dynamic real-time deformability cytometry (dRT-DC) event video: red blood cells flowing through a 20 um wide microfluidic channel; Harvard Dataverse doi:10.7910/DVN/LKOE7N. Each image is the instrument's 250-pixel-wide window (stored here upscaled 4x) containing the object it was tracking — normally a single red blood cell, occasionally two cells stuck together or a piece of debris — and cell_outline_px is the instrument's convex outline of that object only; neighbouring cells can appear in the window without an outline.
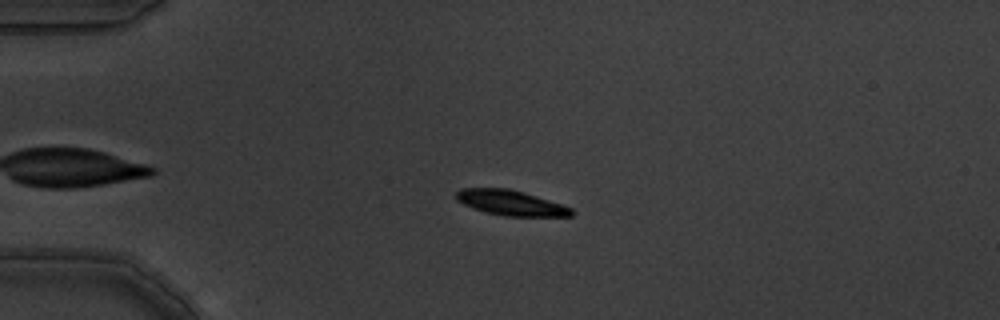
{"species": "common noctule bat (a hibernating species)", "species_latin": "Nyctalus noctula", "temperature_condition": "warm", "stored_images_in_passage": 3, "camera_frame_rate_fps": 3000, "um_per_image_px": 0.085, "animal": {"sex": "male", "body_mass_g": 19.5, "forearm_length_mm": 54.6}, "frame": {"image": 1, "passage_image": 3, "time_ms": 0.667, "image_size_px": [1000, 320], "cell_outline_px": [[572, 216], [504, 216], [484, 212], [472, 208], [456, 200], [456, 192], [460, 188], [508, 188], [524, 192], [572, 208]], "centroid_in_image_um": [43.36, 17.24], "position_along_channel_um": 41.6, "area_um2": 16.82}}